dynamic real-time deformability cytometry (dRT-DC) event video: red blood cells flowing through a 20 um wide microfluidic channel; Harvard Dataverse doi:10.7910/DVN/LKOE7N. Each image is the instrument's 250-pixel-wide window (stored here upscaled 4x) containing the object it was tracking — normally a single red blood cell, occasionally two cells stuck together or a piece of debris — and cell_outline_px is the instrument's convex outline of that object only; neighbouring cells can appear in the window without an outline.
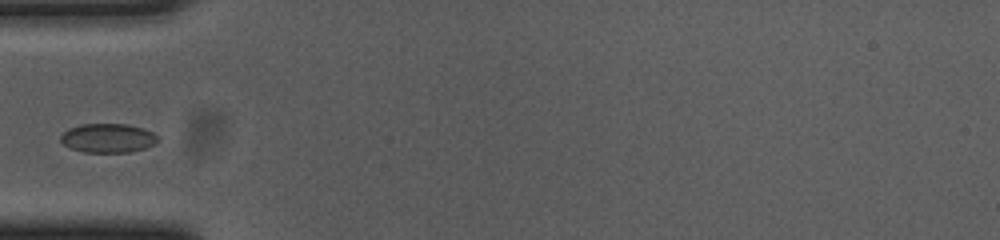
{"species": "common noctule bat (a hibernating species)", "species_latin": "Nyctalus noctula", "temperature_condition": "cold", "stored_images_in_passage": 15, "camera_frame_rate_fps": 3000, "um_per_image_px": 0.085, "animal": {"sex": "female", "body_mass_g": 23.0, "forearm_length_mm": 53.4}, "frame": {"image": 1, "passage_image": 1, "time_ms": 0.0, "image_size_px": [1000, 240], "cell_outline_px": [[156, 140], [152, 144], [144, 148], [132, 152], [84, 152], [72, 148], [64, 144], [60, 140], [60, 136], [68, 128], [80, 124], [128, 124], [144, 128], [152, 132], [156, 136]], "centroid_in_image_um": [9.14, 11.72], "position_along_channel_um": 75.9, "area_um2": 16.3}}
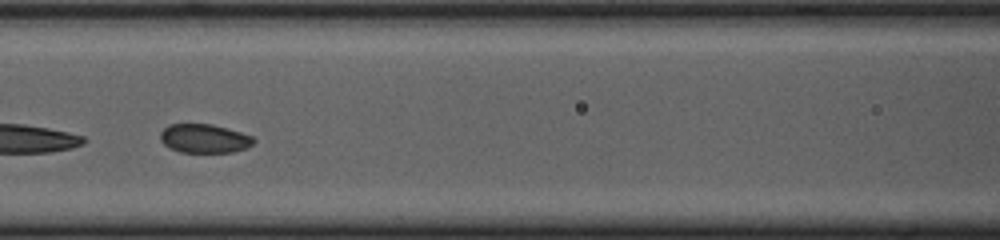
{"frame": {"image": 2, "passage_image": 7, "time_ms": 2.0, "image_size_px": [1000, 240], "cell_outline_px": [[256, 140], [252, 144], [244, 148], [232, 152], [180, 152], [164, 144], [160, 140], [160, 132], [168, 124], [212, 124], [228, 128], [252, 136]], "centroid_in_image_um": [17.35, 11.76], "position_along_channel_um": 149.2, "area_um2": 15.61}}